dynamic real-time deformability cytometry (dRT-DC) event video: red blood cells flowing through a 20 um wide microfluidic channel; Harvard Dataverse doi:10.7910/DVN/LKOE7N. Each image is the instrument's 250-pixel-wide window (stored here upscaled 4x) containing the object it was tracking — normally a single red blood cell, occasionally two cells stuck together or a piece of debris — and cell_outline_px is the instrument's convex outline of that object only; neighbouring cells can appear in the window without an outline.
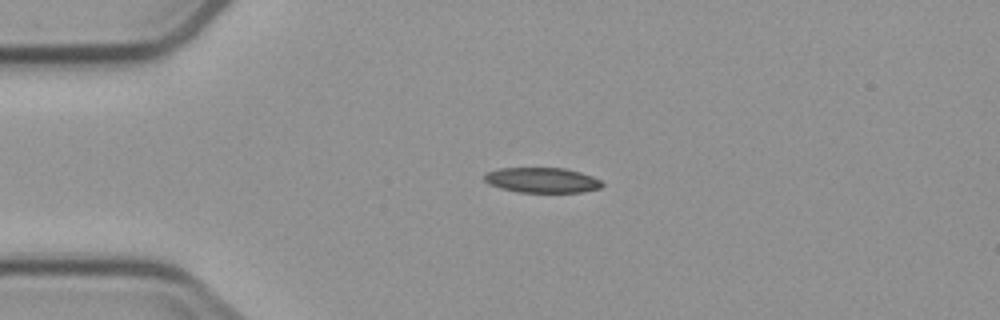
{"species": "common noctule bat (a hibernating species)", "species_latin": "Nyctalus noctula", "temperature_condition": "cold", "stored_images_in_passage": 1, "camera_frame_rate_fps": 3000, "um_per_image_px": 0.085, "animal": {"sex": "male", "body_mass_g": 23.1, "forearm_length_mm": 52.7}, "frame": {"image": 1, "passage_image": 1, "time_ms": 0.0, "image_size_px": [1000, 320], "cell_outline_px": [[604, 184], [600, 188], [580, 192], [516, 192], [500, 188], [488, 184], [484, 180], [484, 172], [500, 168], [564, 168], [580, 172], [592, 176], [600, 180]], "centroid_in_image_um": [46.03, 15.31], "position_along_channel_um": 39.0, "area_um2": 17.34}}